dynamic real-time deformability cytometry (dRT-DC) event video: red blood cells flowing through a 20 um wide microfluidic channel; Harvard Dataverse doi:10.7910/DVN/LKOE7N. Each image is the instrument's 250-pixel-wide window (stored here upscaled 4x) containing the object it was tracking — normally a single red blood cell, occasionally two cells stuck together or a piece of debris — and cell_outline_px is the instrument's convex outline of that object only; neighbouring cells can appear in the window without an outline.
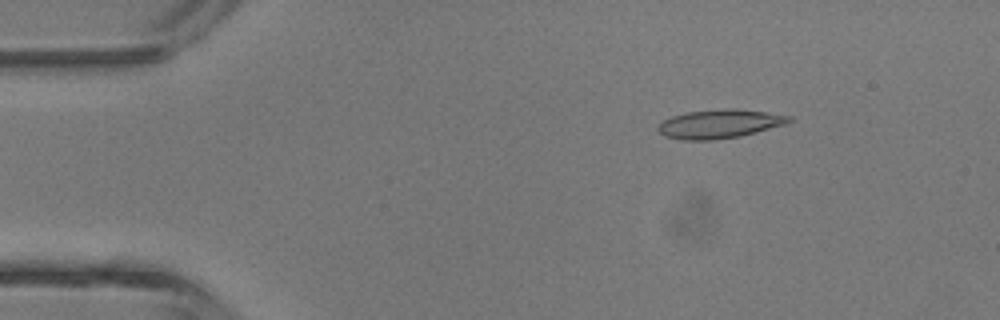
{"species": "common noctule bat (a hibernating species)", "species_latin": "Nyctalus noctula", "temperature_condition": "room temperature", "stored_images_in_passage": 4, "camera_frame_rate_fps": 3000, "um_per_image_px": 0.085, "animal": {"sex": "male", "body_mass_g": 13.3}, "frame": {"image": 1, "passage_image": 2, "time_ms": 1.0, "image_size_px": [1000, 320], "cell_outline_px": [[792, 120], [788, 124], [740, 136], [712, 140], [680, 140], [664, 136], [656, 128], [664, 120], [672, 116], [688, 112], [724, 108], [732, 108], [764, 112], [792, 116]], "centroid_in_image_um": [61.17, 10.53], "position_along_channel_um": 23.8, "area_um2": 21.96}}